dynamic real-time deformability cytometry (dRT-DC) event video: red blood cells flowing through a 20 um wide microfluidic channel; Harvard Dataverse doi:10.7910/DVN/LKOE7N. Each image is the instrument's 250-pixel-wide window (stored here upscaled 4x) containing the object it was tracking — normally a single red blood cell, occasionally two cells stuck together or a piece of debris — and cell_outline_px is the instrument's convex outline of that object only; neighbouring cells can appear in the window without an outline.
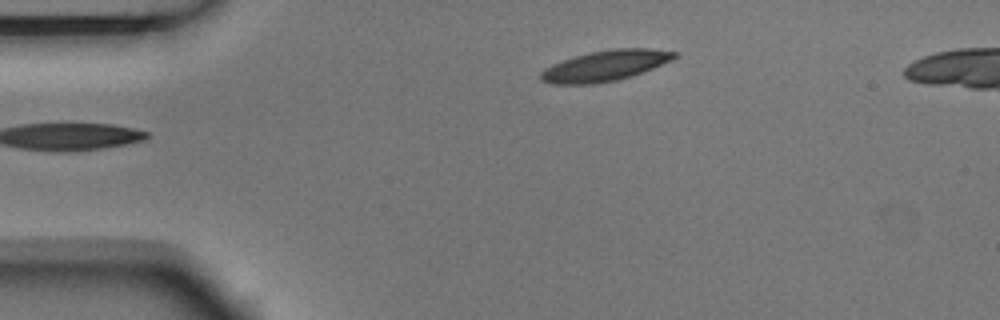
{"species": "Egyptian fruit bat (a non-hibernating species)", "species_latin": "Rousettus aegyptiacus", "temperature_condition": "room temperature", "stored_images_in_passage": 2, "camera_frame_rate_fps": 3000, "um_per_image_px": 0.085, "animal": {"sex": "male"}, "frame": {"image": 1, "passage_image": 2, "time_ms": 0.333, "image_size_px": [1000, 320], "cell_outline_px": [[680, 52], [672, 60], [632, 76], [616, 80], [596, 84], [552, 84], [540, 80], [540, 72], [544, 68], [552, 64], [576, 56], [592, 52], [612, 48], [648, 48]], "centroid_in_image_um": [51.44, 5.59], "position_along_channel_um": 33.6, "area_um2": 23.81}}